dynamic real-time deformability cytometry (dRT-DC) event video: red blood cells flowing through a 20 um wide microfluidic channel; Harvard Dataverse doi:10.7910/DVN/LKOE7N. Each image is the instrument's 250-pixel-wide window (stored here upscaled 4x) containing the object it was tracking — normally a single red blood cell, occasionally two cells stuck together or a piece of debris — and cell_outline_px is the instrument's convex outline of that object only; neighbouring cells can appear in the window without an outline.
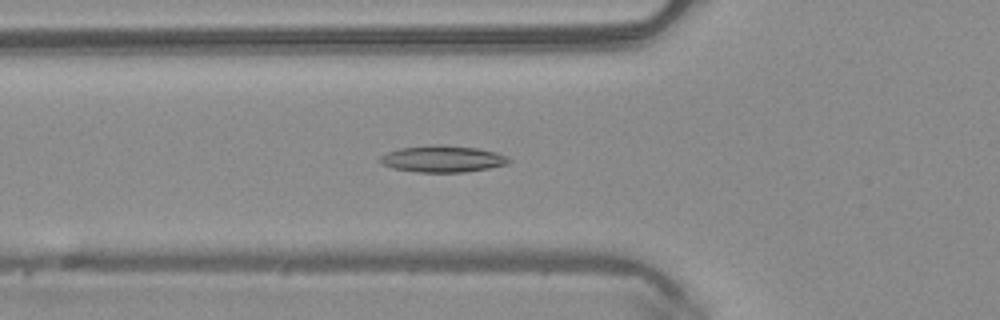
{"species": "common noctule bat (a hibernating species)", "species_latin": "Nyctalus noctula", "temperature_condition": "warm", "stored_images_in_passage": 45, "camera_frame_rate_fps": 3000, "um_per_image_px": 0.085, "animal": {"sex": "male", "body_mass_g": 20.4}, "frame": {"image": 1, "passage_image": 13, "time_ms": 4.0, "image_size_px": [1000, 320], "cell_outline_px": [[512, 160], [508, 164], [488, 168], [464, 172], [420, 172], [392, 168], [380, 164], [380, 156], [388, 152], [400, 148], [432, 144], [440, 144], [476, 148], [496, 152], [508, 156]], "centroid_in_image_um": [37.63, 13.5], "position_along_channel_um": 88.2, "area_um2": 20.06}}
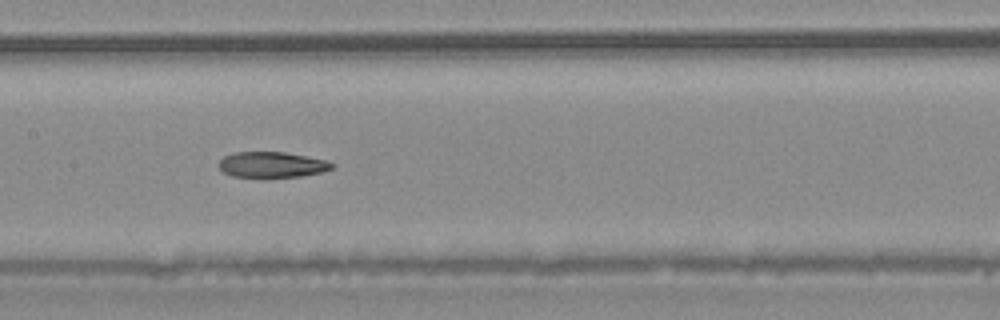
{"frame": {"image": 2, "passage_image": 20, "time_ms": 6.333, "image_size_px": [1000, 320], "cell_outline_px": [[336, 164], [332, 168], [324, 172], [304, 176], [264, 180], [232, 176], [224, 172], [216, 164], [224, 156], [232, 152], [284, 152], [324, 160]], "centroid_in_image_um": [23.08, 14.05], "position_along_channel_um": 184.3, "area_um2": 17.74}}
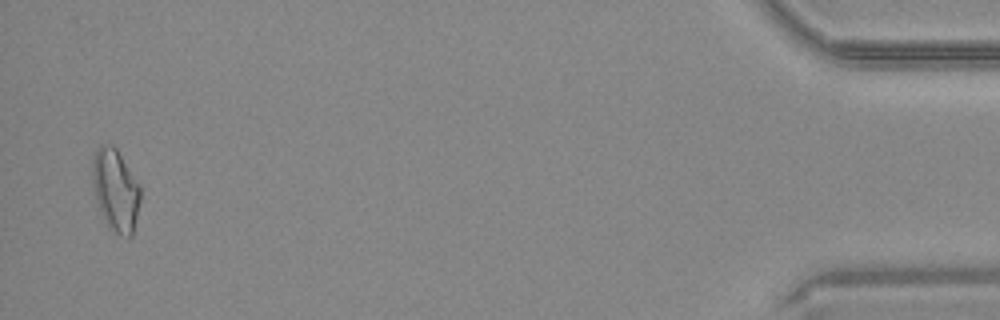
{"frame": {"image": 3, "passage_image": 44, "time_ms": 14.333, "image_size_px": [1000, 320], "cell_outline_px": [[140, 200], [132, 236], [128, 240], [112, 232], [108, 228], [100, 212], [96, 200], [92, 180], [92, 156], [100, 144], [112, 144], [116, 148], [140, 184]], "centroid_in_image_um": [9.81, 16.19], "position_along_channel_um": 425.4, "area_um2": 23.41}, "authors_computed_cell_mechanics": {"area_um2": 18.6694, "velocity_mm_per_s": 4.0952, "shape_relaxation_time_tau1_ms": null, "shape_relaxation_time_tau2_ms": 6.5545, "deformation_change_tau1": null, "deformation_change_tau2": 0.179}}